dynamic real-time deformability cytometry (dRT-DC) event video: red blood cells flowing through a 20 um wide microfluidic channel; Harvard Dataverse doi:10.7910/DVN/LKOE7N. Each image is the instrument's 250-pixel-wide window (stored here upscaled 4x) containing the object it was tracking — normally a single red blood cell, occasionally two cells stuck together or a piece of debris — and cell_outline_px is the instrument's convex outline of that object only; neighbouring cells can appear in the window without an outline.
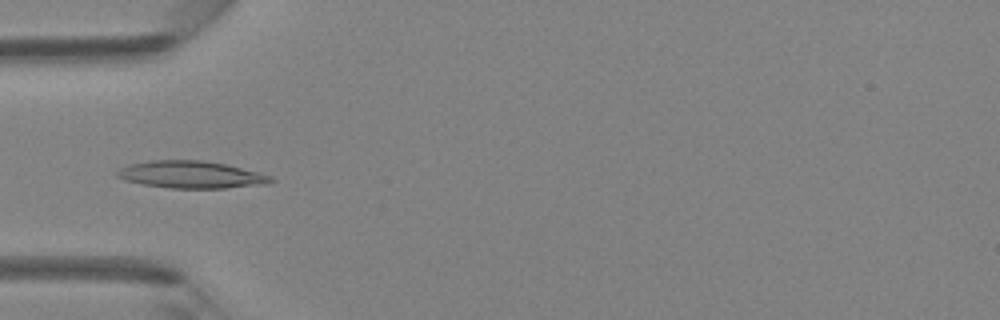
{"species": "Egyptian fruit bat (a non-hibernating species)", "species_latin": "Rousettus aegyptiacus", "temperature_condition": "room temperature", "stored_images_in_passage": 36, "camera_frame_rate_fps": 3000, "um_per_image_px": 0.085, "animal": {"sex": "female"}, "frame": {"image": 1, "passage_image": 4, "time_ms": 1.0, "image_size_px": [1000, 320], "cell_outline_px": [[276, 180], [268, 184], [224, 188], [168, 188], [144, 184], [124, 180], [116, 176], [116, 172], [120, 168], [128, 164], [148, 160], [204, 160], [224, 164], [272, 176]], "centroid_in_image_um": [16.22, 14.84], "position_along_channel_um": 68.8, "area_um2": 24.39}}
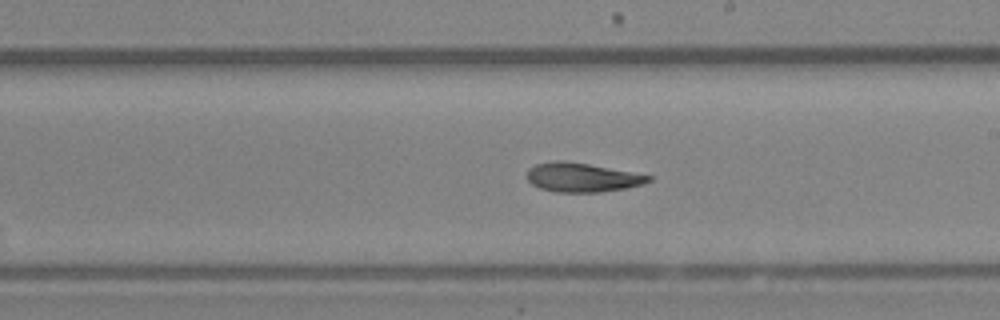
{"frame": {"image": 2, "passage_image": 16, "time_ms": 5.0, "image_size_px": [1000, 320], "cell_outline_px": [[652, 180], [644, 184], [624, 188], [600, 192], [556, 192], [540, 188], [532, 184], [528, 180], [528, 168], [536, 164], [556, 160], [564, 160], [588, 164], [652, 176]], "centroid_in_image_um": [49.46, 15.08], "position_along_channel_um": 239.5, "area_um2": 20.4}}
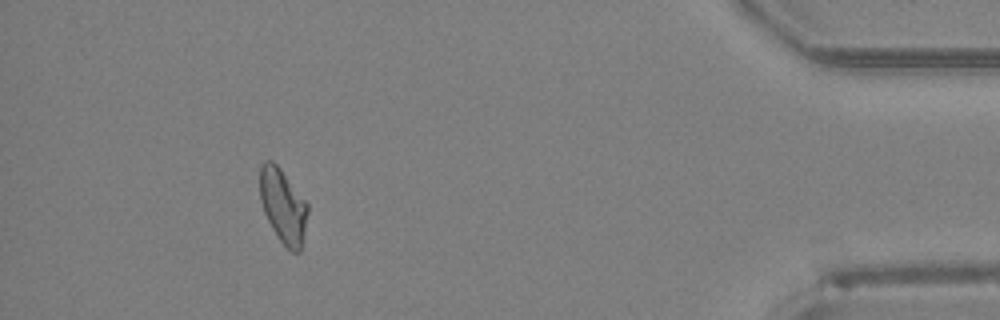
{"frame": {"image": 3, "passage_image": 32, "time_ms": 10.333, "image_size_px": [1000, 320], "cell_outline_px": [[308, 212], [300, 252], [292, 252], [276, 236], [264, 212], [260, 200], [260, 164], [264, 160], [272, 160], [280, 168], [308, 204]], "centroid_in_image_um": [24.04, 17.48], "position_along_channel_um": 411.2, "area_um2": 20.52}, "authors_computed_cell_mechanics": {"area_um2": 20.8369, "velocity_mm_per_s": 4.2786, "shape_relaxation_time_tau1_ms": 4.0769, "shape_relaxation_time_tau2_ms": 2.8646, "deformation_change_tau1": 0.1442, "deformation_change_tau2": 0.0974}}